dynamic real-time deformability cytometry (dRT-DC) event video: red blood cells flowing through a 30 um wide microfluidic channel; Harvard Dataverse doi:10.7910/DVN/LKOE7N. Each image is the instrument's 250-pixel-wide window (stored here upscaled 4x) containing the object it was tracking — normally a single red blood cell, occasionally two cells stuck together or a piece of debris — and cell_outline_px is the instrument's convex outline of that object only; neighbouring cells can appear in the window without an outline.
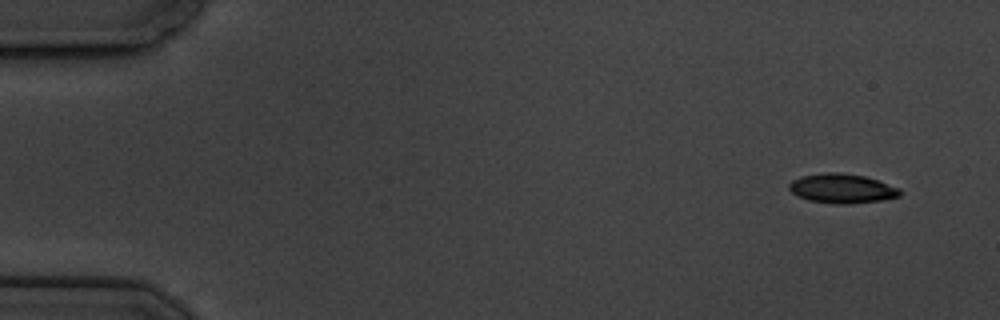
{"species": "common noctule bat (a hibernating species)", "species_latin": "Nyctalus noctula", "temperature_condition": "cold", "stored_images_in_passage": 5, "camera_frame_rate_fps": 3000, "um_per_image_px": 0.085, "animal": {"sex": "male", "body_mass_g": 19.5, "forearm_length_mm": 54.6}, "frame": {"image": 1, "passage_image": 1, "time_ms": 0.0, "image_size_px": [1000, 320], "cell_outline_px": [[904, 192], [900, 196], [880, 200], [848, 204], [836, 204], [808, 200], [792, 192], [788, 188], [788, 184], [792, 180], [800, 176], [824, 172], [836, 172], [864, 176], [900, 188]], "centroid_in_image_um": [71.57, 16.02], "position_along_channel_um": 13.4, "area_um2": 18.96}}
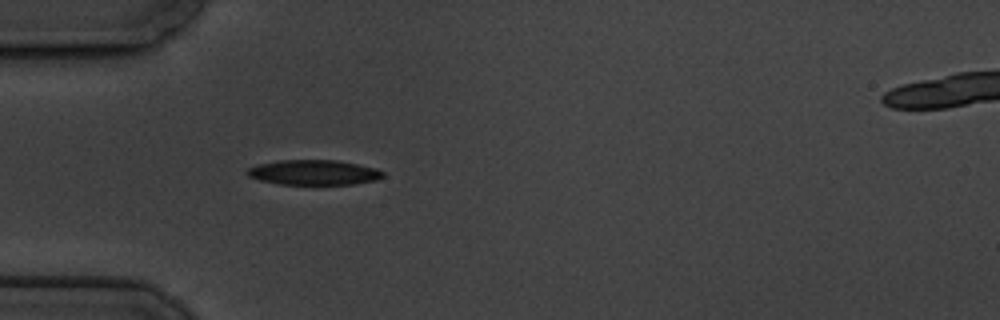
{"frame": {"image": 2, "passage_image": 5, "time_ms": 4.667, "image_size_px": [1000, 320], "cell_outline_px": [[384, 176], [376, 180], [352, 184], [280, 184], [260, 180], [248, 176], [244, 172], [248, 168], [260, 164], [280, 160], [336, 160], [376, 168], [384, 172]], "centroid_in_image_um": [26.66, 14.65], "position_along_channel_um": 58.3, "area_um2": 19.65}}